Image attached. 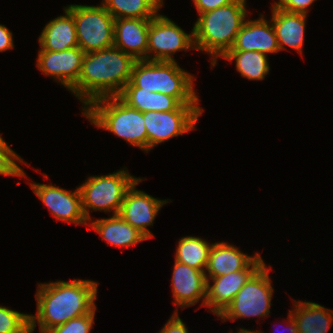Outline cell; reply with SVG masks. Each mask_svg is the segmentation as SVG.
<instances>
[{
	"mask_svg": "<svg viewBox=\"0 0 333 333\" xmlns=\"http://www.w3.org/2000/svg\"><path fill=\"white\" fill-rule=\"evenodd\" d=\"M98 285V282L81 279L40 283L35 296L37 313L30 315V333L37 323L40 333H44L90 313L96 307Z\"/></svg>",
	"mask_w": 333,
	"mask_h": 333,
	"instance_id": "cell-1",
	"label": "cell"
},
{
	"mask_svg": "<svg viewBox=\"0 0 333 333\" xmlns=\"http://www.w3.org/2000/svg\"><path fill=\"white\" fill-rule=\"evenodd\" d=\"M135 59L112 46L84 53L77 83L70 90L84 104L118 96L131 79Z\"/></svg>",
	"mask_w": 333,
	"mask_h": 333,
	"instance_id": "cell-2",
	"label": "cell"
},
{
	"mask_svg": "<svg viewBox=\"0 0 333 333\" xmlns=\"http://www.w3.org/2000/svg\"><path fill=\"white\" fill-rule=\"evenodd\" d=\"M246 0H237L226 6L200 14L193 26L196 50L213 58L212 67L233 47L237 34L246 20Z\"/></svg>",
	"mask_w": 333,
	"mask_h": 333,
	"instance_id": "cell-3",
	"label": "cell"
},
{
	"mask_svg": "<svg viewBox=\"0 0 333 333\" xmlns=\"http://www.w3.org/2000/svg\"><path fill=\"white\" fill-rule=\"evenodd\" d=\"M83 114L96 127L108 130L148 153L143 113L128 106L118 96L93 101L83 109Z\"/></svg>",
	"mask_w": 333,
	"mask_h": 333,
	"instance_id": "cell-4",
	"label": "cell"
},
{
	"mask_svg": "<svg viewBox=\"0 0 333 333\" xmlns=\"http://www.w3.org/2000/svg\"><path fill=\"white\" fill-rule=\"evenodd\" d=\"M130 81L141 89L175 97L181 104H198L194 77L176 61L136 60Z\"/></svg>",
	"mask_w": 333,
	"mask_h": 333,
	"instance_id": "cell-5",
	"label": "cell"
},
{
	"mask_svg": "<svg viewBox=\"0 0 333 333\" xmlns=\"http://www.w3.org/2000/svg\"><path fill=\"white\" fill-rule=\"evenodd\" d=\"M136 178L127 170H118L112 174L90 176L79 186L82 208L87 221H91L90 211H106L113 215L119 214L126 191L133 185Z\"/></svg>",
	"mask_w": 333,
	"mask_h": 333,
	"instance_id": "cell-6",
	"label": "cell"
},
{
	"mask_svg": "<svg viewBox=\"0 0 333 333\" xmlns=\"http://www.w3.org/2000/svg\"><path fill=\"white\" fill-rule=\"evenodd\" d=\"M74 17L78 46L84 53L107 49L114 44V17L100 6L68 5Z\"/></svg>",
	"mask_w": 333,
	"mask_h": 333,
	"instance_id": "cell-7",
	"label": "cell"
},
{
	"mask_svg": "<svg viewBox=\"0 0 333 333\" xmlns=\"http://www.w3.org/2000/svg\"><path fill=\"white\" fill-rule=\"evenodd\" d=\"M269 270L264 264L239 290L231 304L219 316L223 321L269 315L274 292Z\"/></svg>",
	"mask_w": 333,
	"mask_h": 333,
	"instance_id": "cell-8",
	"label": "cell"
},
{
	"mask_svg": "<svg viewBox=\"0 0 333 333\" xmlns=\"http://www.w3.org/2000/svg\"><path fill=\"white\" fill-rule=\"evenodd\" d=\"M199 104H181L169 112L148 111L143 113L148 137V151L156 145L183 135L195 128L203 113Z\"/></svg>",
	"mask_w": 333,
	"mask_h": 333,
	"instance_id": "cell-9",
	"label": "cell"
},
{
	"mask_svg": "<svg viewBox=\"0 0 333 333\" xmlns=\"http://www.w3.org/2000/svg\"><path fill=\"white\" fill-rule=\"evenodd\" d=\"M147 42V61L172 62L175 61L172 57L175 52L190 48L196 50L193 29L187 34L171 19L160 13L150 21Z\"/></svg>",
	"mask_w": 333,
	"mask_h": 333,
	"instance_id": "cell-10",
	"label": "cell"
},
{
	"mask_svg": "<svg viewBox=\"0 0 333 333\" xmlns=\"http://www.w3.org/2000/svg\"><path fill=\"white\" fill-rule=\"evenodd\" d=\"M265 264L260 254L244 269L227 275L206 278L205 306L218 317L231 304L239 290ZM210 279L213 284L210 285Z\"/></svg>",
	"mask_w": 333,
	"mask_h": 333,
	"instance_id": "cell-11",
	"label": "cell"
},
{
	"mask_svg": "<svg viewBox=\"0 0 333 333\" xmlns=\"http://www.w3.org/2000/svg\"><path fill=\"white\" fill-rule=\"evenodd\" d=\"M33 192L49 209L51 214L60 221L88 225L82 208V198L79 187L68 191L58 186L30 183Z\"/></svg>",
	"mask_w": 333,
	"mask_h": 333,
	"instance_id": "cell-12",
	"label": "cell"
},
{
	"mask_svg": "<svg viewBox=\"0 0 333 333\" xmlns=\"http://www.w3.org/2000/svg\"><path fill=\"white\" fill-rule=\"evenodd\" d=\"M140 181L141 178L135 181L126 191L118 215L150 239L153 234L147 226H153L157 213L168 202V199H156L143 191L137 190L136 185Z\"/></svg>",
	"mask_w": 333,
	"mask_h": 333,
	"instance_id": "cell-13",
	"label": "cell"
},
{
	"mask_svg": "<svg viewBox=\"0 0 333 333\" xmlns=\"http://www.w3.org/2000/svg\"><path fill=\"white\" fill-rule=\"evenodd\" d=\"M83 56L79 46L64 51H39L36 65L70 91L78 81Z\"/></svg>",
	"mask_w": 333,
	"mask_h": 333,
	"instance_id": "cell-14",
	"label": "cell"
},
{
	"mask_svg": "<svg viewBox=\"0 0 333 333\" xmlns=\"http://www.w3.org/2000/svg\"><path fill=\"white\" fill-rule=\"evenodd\" d=\"M174 304L181 308L195 305L202 299L205 306L207 279L205 271L175 261L172 274Z\"/></svg>",
	"mask_w": 333,
	"mask_h": 333,
	"instance_id": "cell-15",
	"label": "cell"
},
{
	"mask_svg": "<svg viewBox=\"0 0 333 333\" xmlns=\"http://www.w3.org/2000/svg\"><path fill=\"white\" fill-rule=\"evenodd\" d=\"M229 51H257L265 55L278 53L280 49L272 22L265 20L262 14L259 19L245 20Z\"/></svg>",
	"mask_w": 333,
	"mask_h": 333,
	"instance_id": "cell-16",
	"label": "cell"
},
{
	"mask_svg": "<svg viewBox=\"0 0 333 333\" xmlns=\"http://www.w3.org/2000/svg\"><path fill=\"white\" fill-rule=\"evenodd\" d=\"M151 19L119 18L114 22V44L135 60H147L148 31Z\"/></svg>",
	"mask_w": 333,
	"mask_h": 333,
	"instance_id": "cell-17",
	"label": "cell"
},
{
	"mask_svg": "<svg viewBox=\"0 0 333 333\" xmlns=\"http://www.w3.org/2000/svg\"><path fill=\"white\" fill-rule=\"evenodd\" d=\"M271 8V22L276 33L280 51L283 49L286 50L285 46H288L302 54L307 15L289 13L276 8L274 5Z\"/></svg>",
	"mask_w": 333,
	"mask_h": 333,
	"instance_id": "cell-18",
	"label": "cell"
},
{
	"mask_svg": "<svg viewBox=\"0 0 333 333\" xmlns=\"http://www.w3.org/2000/svg\"><path fill=\"white\" fill-rule=\"evenodd\" d=\"M64 9L65 15L49 21L43 28L39 51H64L78 46L74 17Z\"/></svg>",
	"mask_w": 333,
	"mask_h": 333,
	"instance_id": "cell-19",
	"label": "cell"
},
{
	"mask_svg": "<svg viewBox=\"0 0 333 333\" xmlns=\"http://www.w3.org/2000/svg\"><path fill=\"white\" fill-rule=\"evenodd\" d=\"M258 255L255 253L254 256H249L229 243H213L205 270L206 278L244 270Z\"/></svg>",
	"mask_w": 333,
	"mask_h": 333,
	"instance_id": "cell-20",
	"label": "cell"
},
{
	"mask_svg": "<svg viewBox=\"0 0 333 333\" xmlns=\"http://www.w3.org/2000/svg\"><path fill=\"white\" fill-rule=\"evenodd\" d=\"M89 222L92 229L111 246L128 248L148 239L118 214Z\"/></svg>",
	"mask_w": 333,
	"mask_h": 333,
	"instance_id": "cell-21",
	"label": "cell"
},
{
	"mask_svg": "<svg viewBox=\"0 0 333 333\" xmlns=\"http://www.w3.org/2000/svg\"><path fill=\"white\" fill-rule=\"evenodd\" d=\"M118 97L128 106L142 113L174 111L181 105L175 97L159 92H149L136 87L131 81L126 84Z\"/></svg>",
	"mask_w": 333,
	"mask_h": 333,
	"instance_id": "cell-22",
	"label": "cell"
},
{
	"mask_svg": "<svg viewBox=\"0 0 333 333\" xmlns=\"http://www.w3.org/2000/svg\"><path fill=\"white\" fill-rule=\"evenodd\" d=\"M290 311L298 333H327L333 322V311L315 302L293 301Z\"/></svg>",
	"mask_w": 333,
	"mask_h": 333,
	"instance_id": "cell-23",
	"label": "cell"
},
{
	"mask_svg": "<svg viewBox=\"0 0 333 333\" xmlns=\"http://www.w3.org/2000/svg\"><path fill=\"white\" fill-rule=\"evenodd\" d=\"M101 4L114 19H152L158 15L163 0H103Z\"/></svg>",
	"mask_w": 333,
	"mask_h": 333,
	"instance_id": "cell-24",
	"label": "cell"
},
{
	"mask_svg": "<svg viewBox=\"0 0 333 333\" xmlns=\"http://www.w3.org/2000/svg\"><path fill=\"white\" fill-rule=\"evenodd\" d=\"M213 244L195 236L179 239L175 261L184 263L194 269L205 271Z\"/></svg>",
	"mask_w": 333,
	"mask_h": 333,
	"instance_id": "cell-25",
	"label": "cell"
},
{
	"mask_svg": "<svg viewBox=\"0 0 333 333\" xmlns=\"http://www.w3.org/2000/svg\"><path fill=\"white\" fill-rule=\"evenodd\" d=\"M223 58L235 60L236 70L249 80H264L270 70L267 55L257 51H228Z\"/></svg>",
	"mask_w": 333,
	"mask_h": 333,
	"instance_id": "cell-26",
	"label": "cell"
},
{
	"mask_svg": "<svg viewBox=\"0 0 333 333\" xmlns=\"http://www.w3.org/2000/svg\"><path fill=\"white\" fill-rule=\"evenodd\" d=\"M0 333H30V315L0 306Z\"/></svg>",
	"mask_w": 333,
	"mask_h": 333,
	"instance_id": "cell-27",
	"label": "cell"
},
{
	"mask_svg": "<svg viewBox=\"0 0 333 333\" xmlns=\"http://www.w3.org/2000/svg\"><path fill=\"white\" fill-rule=\"evenodd\" d=\"M16 161L25 163L23 159L8 146L0 134V175L27 177L24 170Z\"/></svg>",
	"mask_w": 333,
	"mask_h": 333,
	"instance_id": "cell-28",
	"label": "cell"
},
{
	"mask_svg": "<svg viewBox=\"0 0 333 333\" xmlns=\"http://www.w3.org/2000/svg\"><path fill=\"white\" fill-rule=\"evenodd\" d=\"M96 307L88 314L74 318L65 324L51 328L44 333H90L95 317Z\"/></svg>",
	"mask_w": 333,
	"mask_h": 333,
	"instance_id": "cell-29",
	"label": "cell"
},
{
	"mask_svg": "<svg viewBox=\"0 0 333 333\" xmlns=\"http://www.w3.org/2000/svg\"><path fill=\"white\" fill-rule=\"evenodd\" d=\"M315 0H279L273 5L289 13L308 14V8Z\"/></svg>",
	"mask_w": 333,
	"mask_h": 333,
	"instance_id": "cell-30",
	"label": "cell"
},
{
	"mask_svg": "<svg viewBox=\"0 0 333 333\" xmlns=\"http://www.w3.org/2000/svg\"><path fill=\"white\" fill-rule=\"evenodd\" d=\"M177 311L174 312L159 333H189L188 328H186Z\"/></svg>",
	"mask_w": 333,
	"mask_h": 333,
	"instance_id": "cell-31",
	"label": "cell"
},
{
	"mask_svg": "<svg viewBox=\"0 0 333 333\" xmlns=\"http://www.w3.org/2000/svg\"><path fill=\"white\" fill-rule=\"evenodd\" d=\"M237 0H193L198 14H203L210 10H215L219 7L229 5Z\"/></svg>",
	"mask_w": 333,
	"mask_h": 333,
	"instance_id": "cell-32",
	"label": "cell"
},
{
	"mask_svg": "<svg viewBox=\"0 0 333 333\" xmlns=\"http://www.w3.org/2000/svg\"><path fill=\"white\" fill-rule=\"evenodd\" d=\"M12 36V32L5 25L0 24V52L14 49Z\"/></svg>",
	"mask_w": 333,
	"mask_h": 333,
	"instance_id": "cell-33",
	"label": "cell"
},
{
	"mask_svg": "<svg viewBox=\"0 0 333 333\" xmlns=\"http://www.w3.org/2000/svg\"><path fill=\"white\" fill-rule=\"evenodd\" d=\"M288 327H289V333H298L297 325L294 319L292 318L291 312L288 313Z\"/></svg>",
	"mask_w": 333,
	"mask_h": 333,
	"instance_id": "cell-34",
	"label": "cell"
},
{
	"mask_svg": "<svg viewBox=\"0 0 333 333\" xmlns=\"http://www.w3.org/2000/svg\"><path fill=\"white\" fill-rule=\"evenodd\" d=\"M232 333V332H231ZM238 333H261L260 331H251V330H247L244 328H240V331Z\"/></svg>",
	"mask_w": 333,
	"mask_h": 333,
	"instance_id": "cell-35",
	"label": "cell"
}]
</instances>
